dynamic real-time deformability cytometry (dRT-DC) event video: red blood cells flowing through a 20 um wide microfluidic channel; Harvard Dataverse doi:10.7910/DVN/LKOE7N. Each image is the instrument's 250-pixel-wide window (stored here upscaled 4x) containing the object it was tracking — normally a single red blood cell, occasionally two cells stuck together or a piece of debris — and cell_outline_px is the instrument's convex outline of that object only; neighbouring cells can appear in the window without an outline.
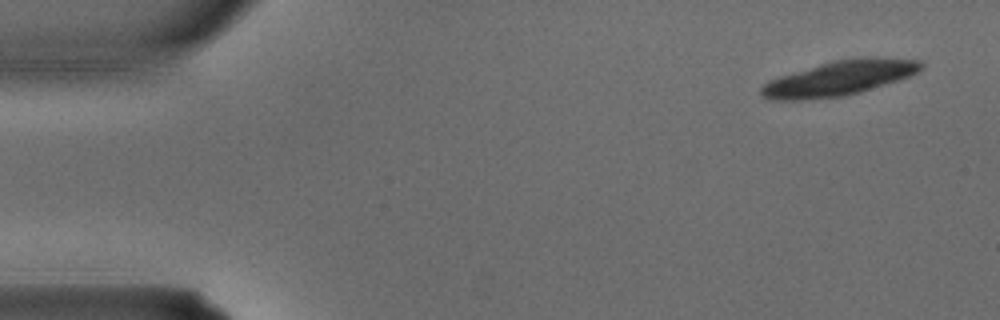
{"species": "common noctule bat (a hibernating species)", "species_latin": "Nyctalus noctula", "temperature_condition": "warm", "stored_images_in_passage": 3, "camera_frame_rate_fps": 3000, "um_per_image_px": 0.085, "animal": {"sex": "male", "body_mass_g": 15.6}, "frame": {"image": 1, "passage_image": 1, "time_ms": 0.0, "image_size_px": [1000, 320], "cell_outline_px": [[924, 68], [920, 72], [860, 92], [844, 96], [800, 100], [772, 100], [764, 96], [760, 92], [760, 88], [768, 80], [780, 76], [820, 64], [836, 60], [924, 60]], "centroid_in_image_um": [71.26, 6.7], "position_along_channel_um": 13.7, "area_um2": 31.04}}